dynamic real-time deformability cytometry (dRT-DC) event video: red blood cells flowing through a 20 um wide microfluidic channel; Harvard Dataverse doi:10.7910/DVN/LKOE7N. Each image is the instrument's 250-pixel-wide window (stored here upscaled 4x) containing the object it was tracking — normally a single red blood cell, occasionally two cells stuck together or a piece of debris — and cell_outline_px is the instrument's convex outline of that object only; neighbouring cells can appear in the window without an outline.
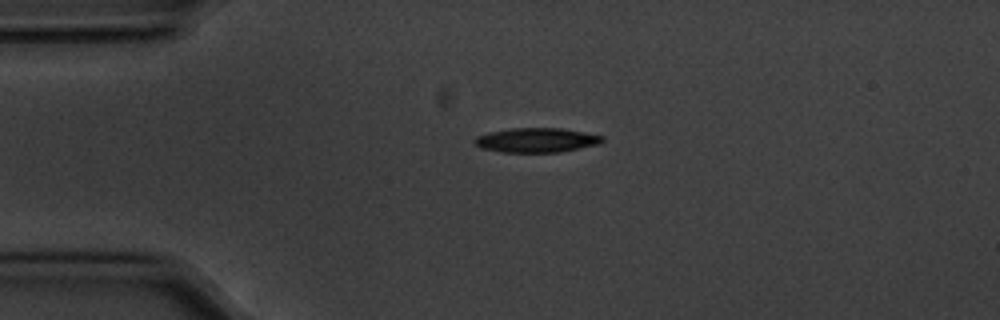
{"species": "common noctule bat (a hibernating species)", "species_latin": "Nyctalus noctula", "temperature_condition": "cold", "stored_images_in_passage": 44, "camera_frame_rate_fps": 3000, "um_per_image_px": 0.085, "animal": {"sex": "male", "body_mass_g": 20.1, "forearm_length_mm": 53.5}, "frame": {"image": 1, "passage_image": 1, "time_ms": 0.0, "image_size_px": [1000, 320], "cell_outline_px": [[604, 140], [600, 144], [560, 152], [500, 152], [480, 148], [472, 140], [476, 136], [488, 132], [508, 128], [560, 128], [584, 132], [604, 136]], "centroid_in_image_um": [45.58, 11.91], "position_along_channel_um": 39.4, "area_um2": 18.38}}
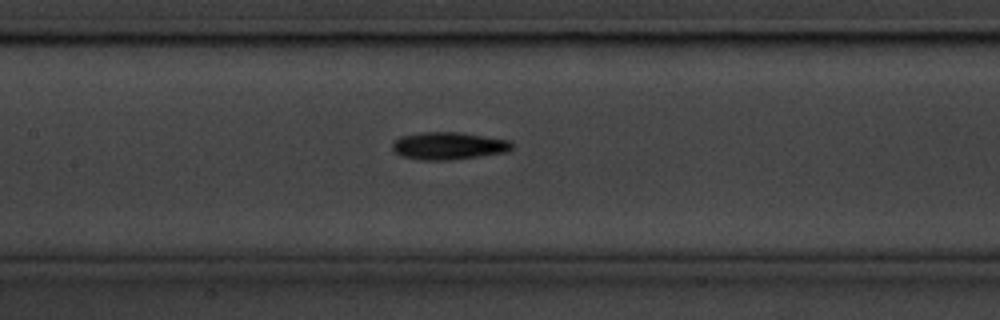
{"frame": {"image": 2, "passage_image": 14, "time_ms": 4.333, "image_size_px": [1000, 320], "cell_outline_px": [[512, 148], [508, 152], [480, 156], [448, 160], [420, 160], [400, 156], [392, 148], [392, 140], [400, 136], [420, 132], [464, 132], [512, 140]], "centroid_in_image_um": [38.13, 12.38], "position_along_channel_um": 169.3, "area_um2": 19.54}}
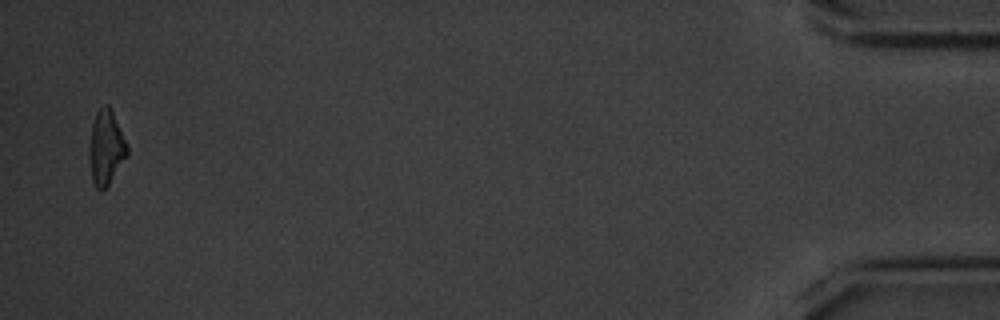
{"frame": {"image": 3, "passage_image": 43, "time_ms": 14.0, "image_size_px": [1000, 320], "cell_outline_px": [[128, 156], [108, 184], [100, 192], [96, 188], [92, 180], [88, 160], [88, 148], [92, 124], [96, 112], [104, 104], [108, 104], [128, 144]], "centroid_in_image_um": [9.0, 12.56], "position_along_channel_um": 426.2, "area_um2": 16.65}, "authors_computed_cell_mechanics": {"area_um2": 17.9758, "velocity_mm_per_s": 3.5698, "shape_relaxation_time_tau1_ms": 3.667, "shape_relaxation_time_tau2_ms": null, "deformation_change_tau1": 0.137, "deformation_change_tau2": null}}